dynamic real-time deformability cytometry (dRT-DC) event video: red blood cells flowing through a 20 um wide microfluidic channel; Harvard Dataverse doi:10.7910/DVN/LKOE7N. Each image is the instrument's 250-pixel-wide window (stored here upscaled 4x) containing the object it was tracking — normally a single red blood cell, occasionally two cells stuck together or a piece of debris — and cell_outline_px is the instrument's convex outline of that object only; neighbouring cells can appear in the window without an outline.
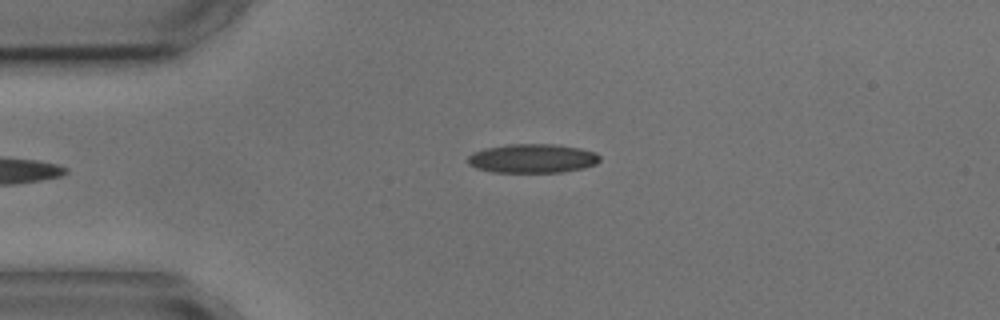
{"species": "common noctule bat (a hibernating species)", "species_latin": "Nyctalus noctula", "temperature_condition": "cold", "stored_images_in_passage": 2, "camera_frame_rate_fps": 3000, "um_per_image_px": 0.085, "animal": {"sex": "male", "body_mass_g": 17.9, "forearm_length_mm": 54.2}, "frame": {"image": 1, "passage_image": 1, "time_ms": 0.0, "image_size_px": [1000, 320], "cell_outline_px": [[600, 160], [596, 164], [584, 168], [560, 172], [492, 172], [476, 168], [468, 164], [468, 156], [472, 152], [484, 148], [508, 144], [556, 144], [580, 148], [596, 152], [600, 156]], "centroid_in_image_um": [45.25, 13.46], "position_along_channel_um": 39.7, "area_um2": 22.48}}